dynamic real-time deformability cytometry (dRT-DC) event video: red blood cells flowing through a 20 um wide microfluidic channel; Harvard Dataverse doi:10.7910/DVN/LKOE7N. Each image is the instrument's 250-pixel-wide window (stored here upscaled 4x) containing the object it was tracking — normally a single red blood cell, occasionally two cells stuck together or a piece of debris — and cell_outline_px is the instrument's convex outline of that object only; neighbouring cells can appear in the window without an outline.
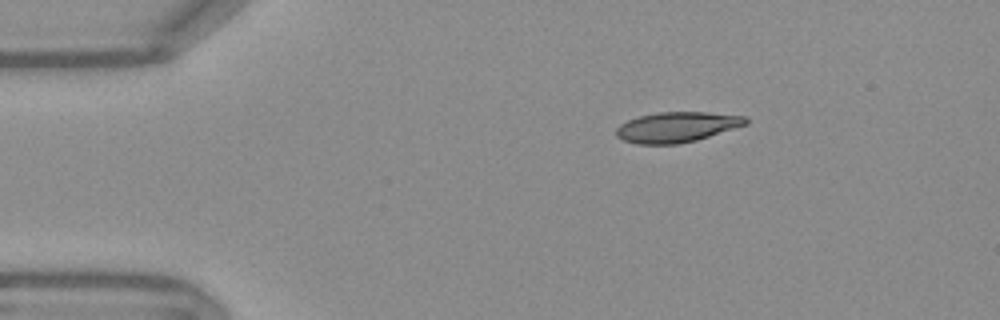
{"species": "Egyptian fruit bat (a non-hibernating species)", "species_latin": "Rousettus aegyptiacus", "temperature_condition": "warm", "stored_images_in_passage": 45, "camera_frame_rate_fps": 3000, "um_per_image_px": 0.085, "frame": {"image": 1, "passage_image": 1, "time_ms": 0.0, "image_size_px": [1000, 320], "cell_outline_px": [[748, 124], [696, 140], [676, 144], [636, 144], [624, 140], [616, 136], [616, 128], [620, 124], [628, 120], [640, 116], [660, 112], [704, 112], [744, 116], [748, 120]], "centroid_in_image_um": [57.51, 10.8], "position_along_channel_um": 27.5, "area_um2": 22.66}}
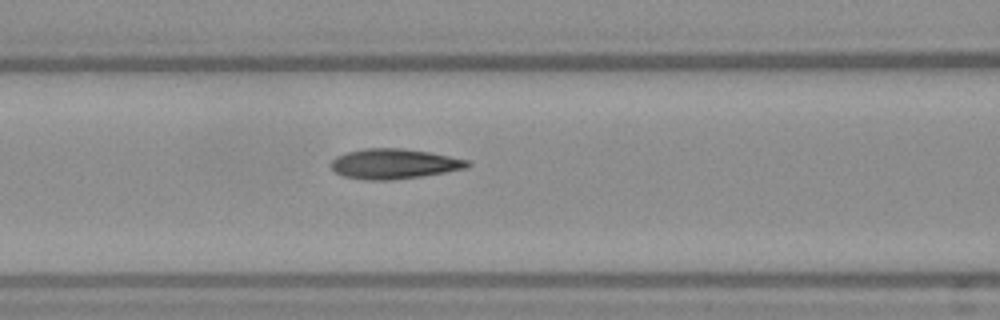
{"frame": {"image": 2, "passage_image": 14, "time_ms": 4.333, "image_size_px": [1000, 320], "cell_outline_px": [[472, 164], [468, 168], [420, 176], [388, 180], [368, 180], [344, 176], [336, 172], [328, 164], [336, 156], [348, 152], [364, 148], [400, 148], [428, 152], [468, 160]], "centroid_in_image_um": [33.47, 13.92], "position_along_channel_um": 133.1, "area_um2": 23.7}}
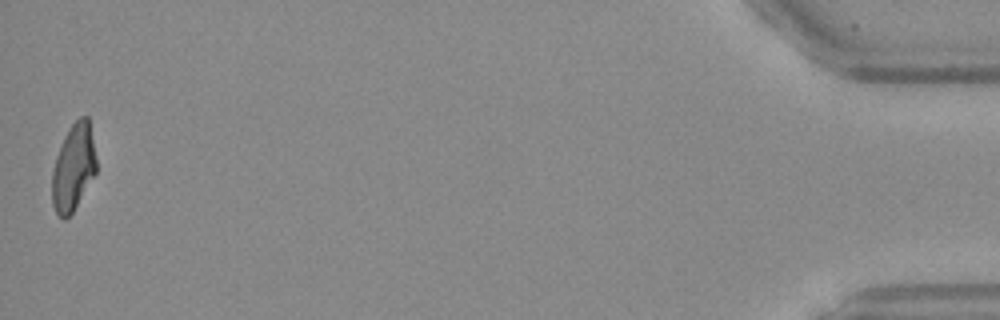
{"frame": {"image": 3, "passage_image": 45, "time_ms": 14.667, "image_size_px": [1000, 320], "cell_outline_px": [[96, 172], [72, 212], [64, 220], [56, 212], [52, 204], [52, 172], [56, 156], [64, 136], [68, 128], [80, 116], [88, 116], [96, 160]], "centroid_in_image_um": [6.22, 14.21], "position_along_channel_um": 429.0, "area_um2": 22.02}, "authors_computed_cell_mechanics": {"area_um2": 23.409, "velocity_mm_per_s": 3.7924, "shape_relaxation_time_tau1_ms": 8.7161, "shape_relaxation_time_tau2_ms": 1.7775, "deformation_change_tau1": 0.2521, "deformation_change_tau2": 0.0848}}